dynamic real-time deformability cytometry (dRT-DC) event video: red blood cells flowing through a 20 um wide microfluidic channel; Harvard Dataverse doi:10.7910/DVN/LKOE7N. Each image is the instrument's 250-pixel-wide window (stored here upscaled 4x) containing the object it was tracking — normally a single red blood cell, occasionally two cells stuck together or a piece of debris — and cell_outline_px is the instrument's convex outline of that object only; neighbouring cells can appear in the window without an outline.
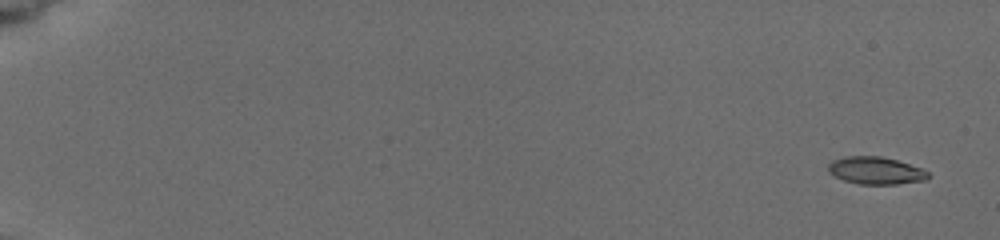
{"species": "common noctule bat (a hibernating species)", "species_latin": "Nyctalus noctula", "temperature_condition": "cold", "stored_images_in_passage": 14, "camera_frame_rate_fps": 3000, "um_per_image_px": 0.085, "animal": {"sex": "female", "body_mass_g": 19.5, "forearm_length_mm": 54.1}, "frame": {"image": 1, "passage_image": 1, "time_ms": 0.0, "image_size_px": [1000, 240], "cell_outline_px": [[932, 176], [928, 180], [896, 184], [860, 184], [844, 180], [828, 172], [828, 164], [832, 160], [844, 156], [880, 156], [896, 160], [920, 168], [928, 172]], "centroid_in_image_um": [74.45, 14.5], "position_along_channel_um": 10.6, "area_um2": 15.95}}
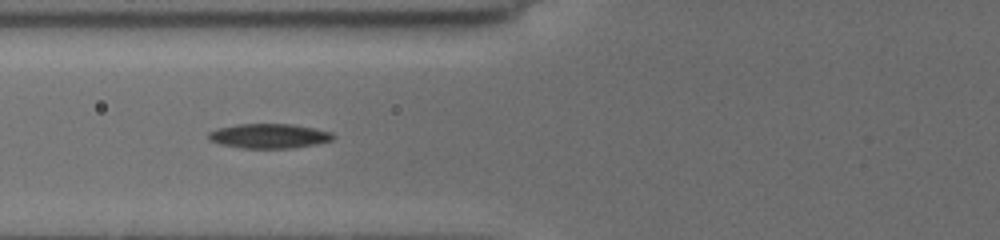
{"frame": {"image": 2, "passage_image": 8, "time_ms": 7.333, "image_size_px": [1000, 240], "cell_outline_px": [[336, 136], [332, 140], [316, 144], [292, 148], [240, 148], [220, 144], [208, 140], [208, 132], [216, 128], [236, 124], [292, 124], [332, 132]], "centroid_in_image_um": [22.84, 11.56], "position_along_channel_um": 103.0, "area_um2": 17.98}}
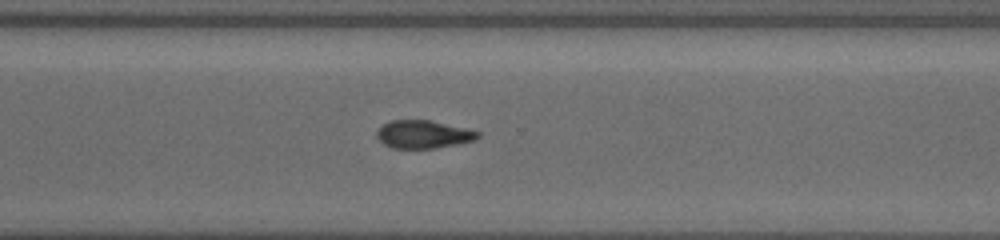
{"frame": {"image": 3, "passage_image": 14, "time_ms": 13.333, "image_size_px": [1000, 240], "cell_outline_px": [[480, 136], [476, 140], [436, 148], [392, 148], [384, 144], [376, 136], [376, 132], [388, 120], [428, 120], [464, 128], [480, 132]], "centroid_in_image_um": [35.97, 11.42], "position_along_channel_um": 334.6, "area_um2": 16.3}}